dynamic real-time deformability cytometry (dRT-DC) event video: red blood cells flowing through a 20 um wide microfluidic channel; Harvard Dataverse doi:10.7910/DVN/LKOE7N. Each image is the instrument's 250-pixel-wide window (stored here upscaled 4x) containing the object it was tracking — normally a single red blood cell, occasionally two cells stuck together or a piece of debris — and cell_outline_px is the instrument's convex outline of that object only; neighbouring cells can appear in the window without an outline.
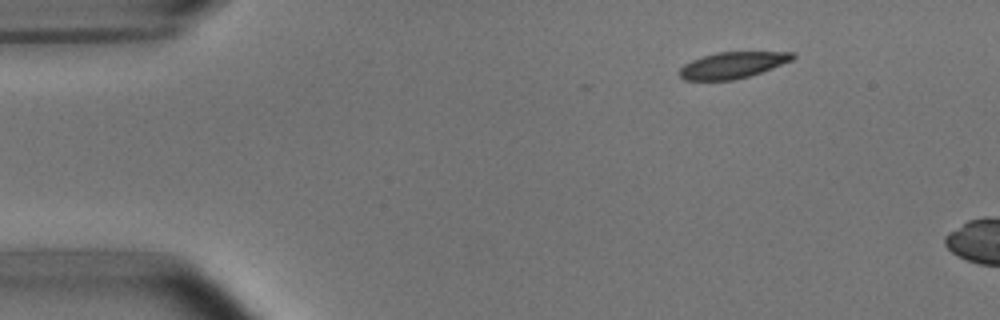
{"species": "common noctule bat (a hibernating species)", "species_latin": "Nyctalus noctula", "temperature_condition": "room temperature", "stored_images_in_passage": 6, "camera_frame_rate_fps": 3000, "um_per_image_px": 0.085, "animal": {"sex": "male", "body_mass_g": 15.6}, "frame": {"image": 1, "passage_image": 6, "time_ms": 6.667, "image_size_px": [1000, 320], "cell_outline_px": [[796, 56], [792, 60], [772, 68], [748, 76], [732, 80], [684, 80], [676, 72], [684, 64], [692, 60], [716, 52], [796, 52]], "centroid_in_image_um": [62.24, 5.53], "position_along_channel_um": 22.8, "area_um2": 17.28}}